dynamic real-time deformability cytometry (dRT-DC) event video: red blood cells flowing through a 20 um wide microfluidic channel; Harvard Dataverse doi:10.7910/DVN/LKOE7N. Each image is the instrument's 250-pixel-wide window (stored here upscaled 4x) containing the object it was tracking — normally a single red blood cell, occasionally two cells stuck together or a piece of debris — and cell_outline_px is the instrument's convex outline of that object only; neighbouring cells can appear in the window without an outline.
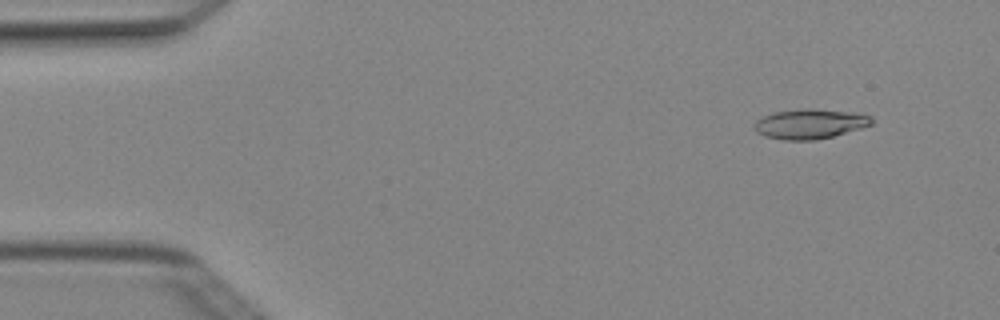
{"species": "Egyptian fruit bat (a non-hibernating species)", "species_latin": "Rousettus aegyptiacus", "temperature_condition": "cold", "stored_images_in_passage": 3, "camera_frame_rate_fps": 3000, "um_per_image_px": 0.085, "animal": {"sex": "female"}, "frame": {"image": 1, "passage_image": 2, "time_ms": 0.333, "image_size_px": [1000, 320], "cell_outline_px": [[872, 124], [860, 128], [832, 136], [816, 140], [784, 140], [764, 136], [756, 132], [756, 120], [772, 112], [804, 108], [812, 108], [848, 112], [872, 116]], "centroid_in_image_um": [68.81, 10.53], "position_along_channel_um": 16.2, "area_um2": 20.17}}